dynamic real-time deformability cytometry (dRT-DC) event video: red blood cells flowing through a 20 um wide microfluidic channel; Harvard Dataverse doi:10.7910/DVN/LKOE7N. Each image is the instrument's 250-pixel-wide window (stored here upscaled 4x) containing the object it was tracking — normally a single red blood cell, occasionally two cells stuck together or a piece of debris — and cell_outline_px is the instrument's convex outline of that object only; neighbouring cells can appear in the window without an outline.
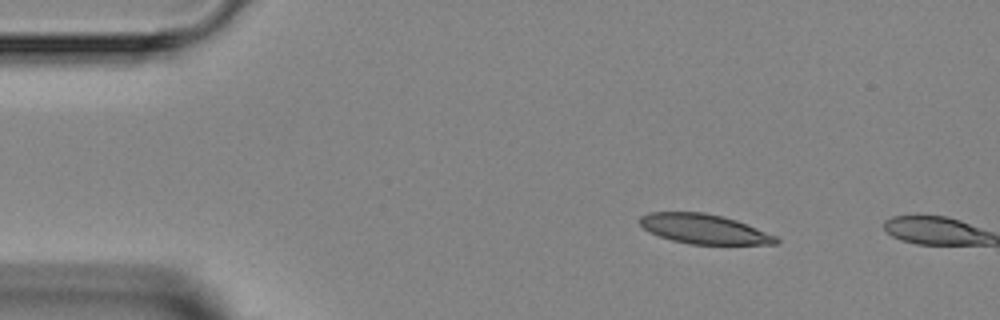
{"species": "Egyptian fruit bat (a non-hibernating species)", "species_latin": "Rousettus aegyptiacus", "temperature_condition": "room temperature", "stored_images_in_passage": 3, "segment_of_instrument_passage": [2, 2], "camera_frame_rate_fps": 3000, "um_per_image_px": 0.085, "animal": {"sex": "female"}, "frame": {"image": 1, "passage_image": 3, "time_ms": 3.667, "image_size_px": [1000, 320], "cell_outline_px": [[780, 240], [776, 244], [688, 244], [672, 240], [660, 236], [644, 228], [640, 224], [640, 216], [648, 212], [704, 212], [724, 216], [736, 220], [776, 236]], "centroid_in_image_um": [59.84, 19.46], "position_along_channel_um": 25.2, "area_um2": 23.35}}